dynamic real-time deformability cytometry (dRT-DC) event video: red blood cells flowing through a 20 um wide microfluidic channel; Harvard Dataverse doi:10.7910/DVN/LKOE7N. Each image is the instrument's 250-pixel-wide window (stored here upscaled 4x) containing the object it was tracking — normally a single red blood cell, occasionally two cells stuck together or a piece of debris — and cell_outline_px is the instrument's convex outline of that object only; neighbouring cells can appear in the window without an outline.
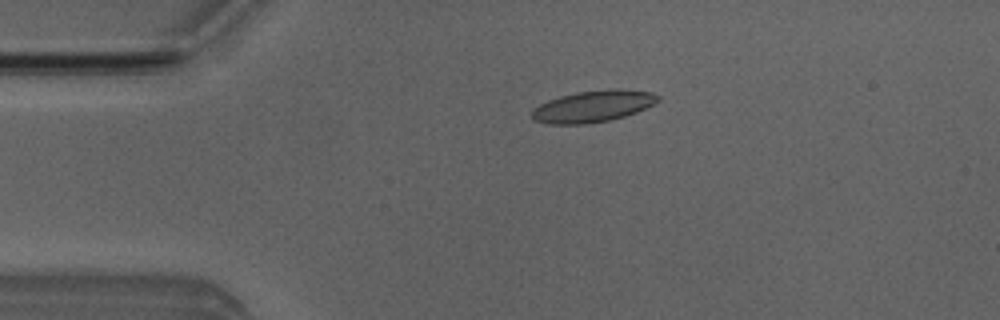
{"species": "Egyptian fruit bat (a non-hibernating species)", "species_latin": "Rousettus aegyptiacus", "temperature_condition": "room temperature", "stored_images_in_passage": 4, "camera_frame_rate_fps": 3000, "um_per_image_px": 0.085, "animal": {"sex": "male"}, "frame": {"image": 1, "passage_image": 3, "time_ms": 2.333, "image_size_px": [1000, 320], "cell_outline_px": [[660, 100], [636, 112], [624, 116], [608, 120], [584, 124], [548, 124], [532, 120], [532, 108], [548, 100], [560, 96], [576, 92], [612, 88], [620, 88], [652, 92], [660, 96]], "centroid_in_image_um": [50.39, 9.02], "position_along_channel_um": 34.6, "area_um2": 23.29}}